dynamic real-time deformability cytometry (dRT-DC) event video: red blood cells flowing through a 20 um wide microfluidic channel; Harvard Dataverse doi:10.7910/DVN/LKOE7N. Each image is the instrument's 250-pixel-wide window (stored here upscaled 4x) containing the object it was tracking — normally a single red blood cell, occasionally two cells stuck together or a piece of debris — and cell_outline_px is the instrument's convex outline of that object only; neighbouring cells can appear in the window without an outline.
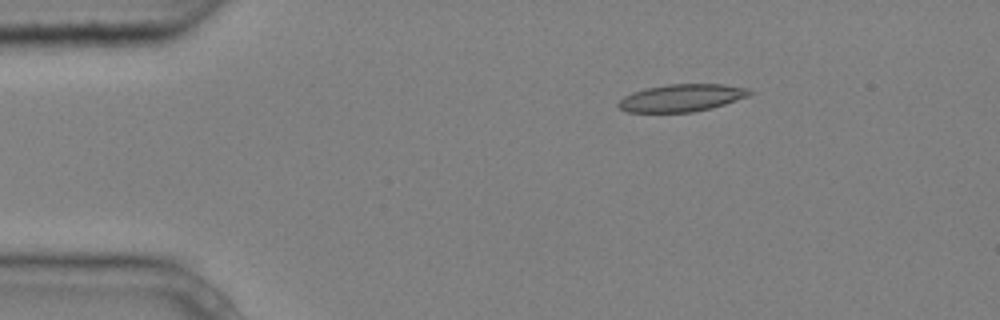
{"species": "common noctule bat (a hibernating species)", "species_latin": "Nyctalus noctula", "temperature_condition": "cold", "stored_images_in_passage": 5, "camera_frame_rate_fps": 3000, "um_per_image_px": 0.085, "animal": {"sex": "male", "body_mass_g": 20.4}, "frame": {"image": 1, "passage_image": 3, "time_ms": 0.667, "image_size_px": [1000, 320], "cell_outline_px": [[752, 92], [748, 96], [712, 108], [692, 112], [628, 112], [620, 108], [616, 104], [624, 96], [632, 92], [648, 88], [668, 84], [724, 84], [748, 88]], "centroid_in_image_um": [57.93, 8.32], "position_along_channel_um": 27.1, "area_um2": 20.81}}
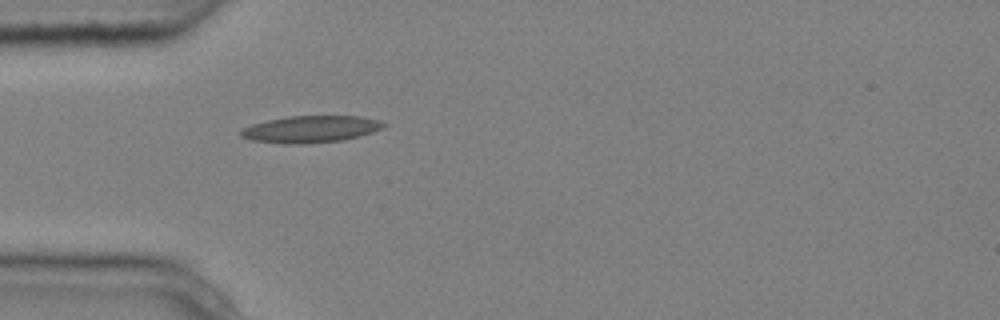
{"frame": {"image": 2, "passage_image": 5, "time_ms": 1.333, "image_size_px": [1000, 320], "cell_outline_px": [[388, 124], [384, 128], [360, 136], [344, 140], [300, 144], [284, 144], [252, 140], [240, 136], [240, 132], [244, 128], [252, 124], [268, 120], [288, 116], [360, 116], [380, 120]], "centroid_in_image_um": [26.45, 10.98], "position_along_channel_um": 58.5, "area_um2": 22.43}}